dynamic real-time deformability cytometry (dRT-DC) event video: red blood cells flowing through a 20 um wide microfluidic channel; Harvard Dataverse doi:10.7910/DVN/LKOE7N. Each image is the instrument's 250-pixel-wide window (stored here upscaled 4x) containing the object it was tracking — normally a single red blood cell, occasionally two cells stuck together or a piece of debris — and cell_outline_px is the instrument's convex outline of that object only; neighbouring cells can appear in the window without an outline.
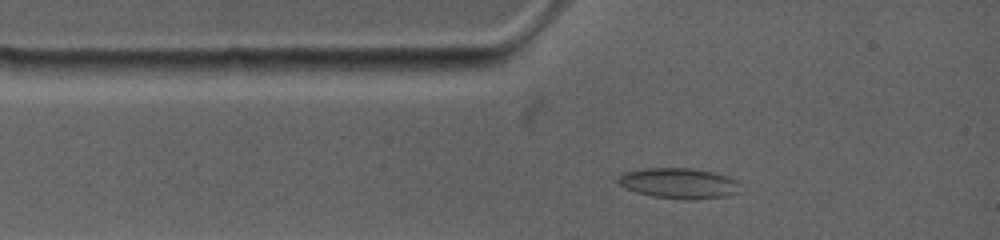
{"species": "common noctule bat (a hibernating species)", "species_latin": "Nyctalus noctula", "temperature_condition": "warm", "stored_images_in_passage": 14, "camera_frame_rate_fps": 4500, "um_per_image_px": 0.085, "animal": {"sex": "female", "body_mass_g": 19.0, "forearm_length_mm": 53.3}, "frame": {"image": 1, "passage_image": 4, "time_ms": 1.111, "image_size_px": [1000, 240], "cell_outline_px": [[740, 184], [736, 192], [728, 196], [692, 200], [684, 200], [652, 196], [636, 192], [624, 188], [616, 180], [624, 172], [644, 168], [692, 168], [716, 172], [728, 176], [736, 180]], "centroid_in_image_um": [57.7, 15.58], "position_along_channel_um": 27.3, "area_um2": 21.91}}
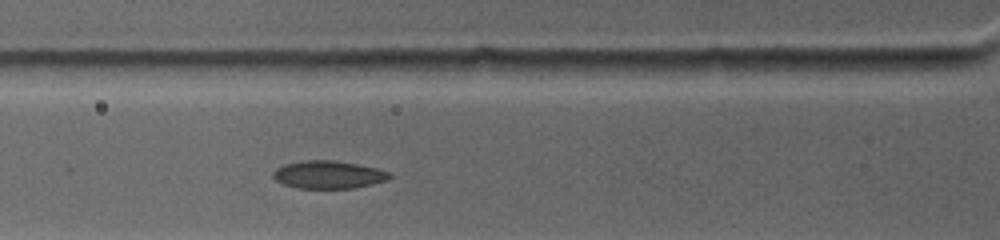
{"frame": {"image": 2, "passage_image": 9, "time_ms": 3.111, "image_size_px": [1000, 240], "cell_outline_px": [[392, 176], [388, 180], [356, 188], [296, 188], [284, 184], [276, 180], [272, 176], [272, 172], [276, 168], [284, 164], [300, 160], [336, 160], [376, 168], [388, 172]], "centroid_in_image_um": [27.89, 14.84], "position_along_channel_um": 97.9, "area_um2": 18.96}}
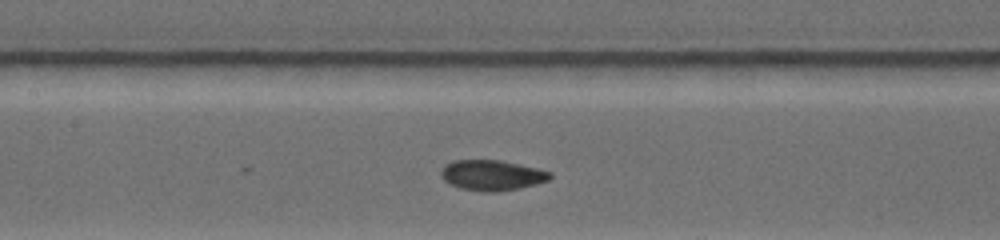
{"frame": {"image": 3, "passage_image": 14, "time_ms": 4.889, "image_size_px": [1000, 240], "cell_outline_px": [[552, 176], [548, 180], [536, 184], [520, 188], [500, 192], [480, 192], [460, 188], [444, 180], [440, 176], [440, 172], [444, 164], [456, 160], [500, 160], [520, 164], [552, 172]], "centroid_in_image_um": [41.81, 14.9], "position_along_channel_um": 165.6, "area_um2": 19.48}}